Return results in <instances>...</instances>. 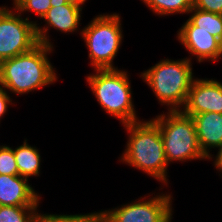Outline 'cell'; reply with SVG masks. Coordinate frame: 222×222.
<instances>
[{"instance_id":"6da1fadb","label":"cell","mask_w":222,"mask_h":222,"mask_svg":"<svg viewBox=\"0 0 222 222\" xmlns=\"http://www.w3.org/2000/svg\"><path fill=\"white\" fill-rule=\"evenodd\" d=\"M53 47L39 43L29 52L0 62V86L15 94H26L57 80L48 56Z\"/></svg>"},{"instance_id":"7a4b0ae2","label":"cell","mask_w":222,"mask_h":222,"mask_svg":"<svg viewBox=\"0 0 222 222\" xmlns=\"http://www.w3.org/2000/svg\"><path fill=\"white\" fill-rule=\"evenodd\" d=\"M124 127L129 139L121 161L167 185L168 163L159 126L151 119L124 124Z\"/></svg>"},{"instance_id":"3957f363","label":"cell","mask_w":222,"mask_h":222,"mask_svg":"<svg viewBox=\"0 0 222 222\" xmlns=\"http://www.w3.org/2000/svg\"><path fill=\"white\" fill-rule=\"evenodd\" d=\"M191 66L190 58L176 61L164 59L143 71L140 77L162 105L169 106L170 111L181 110L194 81Z\"/></svg>"},{"instance_id":"277c9868","label":"cell","mask_w":222,"mask_h":222,"mask_svg":"<svg viewBox=\"0 0 222 222\" xmlns=\"http://www.w3.org/2000/svg\"><path fill=\"white\" fill-rule=\"evenodd\" d=\"M95 72L87 76V82L103 110L123 125L140 121L133 105L127 71L116 68L96 69Z\"/></svg>"},{"instance_id":"5b68a950","label":"cell","mask_w":222,"mask_h":222,"mask_svg":"<svg viewBox=\"0 0 222 222\" xmlns=\"http://www.w3.org/2000/svg\"><path fill=\"white\" fill-rule=\"evenodd\" d=\"M168 111L152 119L159 126L168 165L173 161L208 159L199 147L192 117L181 110Z\"/></svg>"},{"instance_id":"8992f818","label":"cell","mask_w":222,"mask_h":222,"mask_svg":"<svg viewBox=\"0 0 222 222\" xmlns=\"http://www.w3.org/2000/svg\"><path fill=\"white\" fill-rule=\"evenodd\" d=\"M89 50L91 66L96 69H116L113 59L117 56L123 34L119 14L98 15L81 31Z\"/></svg>"},{"instance_id":"52a82bcc","label":"cell","mask_w":222,"mask_h":222,"mask_svg":"<svg viewBox=\"0 0 222 222\" xmlns=\"http://www.w3.org/2000/svg\"><path fill=\"white\" fill-rule=\"evenodd\" d=\"M36 24L28 17L23 19L18 11L0 7V62L29 52L39 44Z\"/></svg>"},{"instance_id":"ba28073f","label":"cell","mask_w":222,"mask_h":222,"mask_svg":"<svg viewBox=\"0 0 222 222\" xmlns=\"http://www.w3.org/2000/svg\"><path fill=\"white\" fill-rule=\"evenodd\" d=\"M154 196L110 211H100L102 220L103 222H171L173 218L171 194Z\"/></svg>"},{"instance_id":"9c48e42d","label":"cell","mask_w":222,"mask_h":222,"mask_svg":"<svg viewBox=\"0 0 222 222\" xmlns=\"http://www.w3.org/2000/svg\"><path fill=\"white\" fill-rule=\"evenodd\" d=\"M181 111L191 117L205 112L222 114V83L215 79L195 78Z\"/></svg>"},{"instance_id":"30bf717a","label":"cell","mask_w":222,"mask_h":222,"mask_svg":"<svg viewBox=\"0 0 222 222\" xmlns=\"http://www.w3.org/2000/svg\"><path fill=\"white\" fill-rule=\"evenodd\" d=\"M181 45L193 56H197V61L203 62L211 60L215 62L222 56L221 41L205 30H197L189 19L182 25L177 33Z\"/></svg>"},{"instance_id":"8fae6325","label":"cell","mask_w":222,"mask_h":222,"mask_svg":"<svg viewBox=\"0 0 222 222\" xmlns=\"http://www.w3.org/2000/svg\"><path fill=\"white\" fill-rule=\"evenodd\" d=\"M81 12L82 9L76 6L67 4L62 0H55L47 13L42 17L46 24H48L47 27L40 28L39 24H36L38 42L53 47V44L49 42V36H47L48 27L64 33L76 31L80 24Z\"/></svg>"},{"instance_id":"7c38bea8","label":"cell","mask_w":222,"mask_h":222,"mask_svg":"<svg viewBox=\"0 0 222 222\" xmlns=\"http://www.w3.org/2000/svg\"><path fill=\"white\" fill-rule=\"evenodd\" d=\"M40 196L28 179L20 175H0L1 206H39Z\"/></svg>"},{"instance_id":"4fadbf2b","label":"cell","mask_w":222,"mask_h":222,"mask_svg":"<svg viewBox=\"0 0 222 222\" xmlns=\"http://www.w3.org/2000/svg\"><path fill=\"white\" fill-rule=\"evenodd\" d=\"M198 144L203 154L212 159L211 148L222 147V114L216 112H205L192 116Z\"/></svg>"},{"instance_id":"5bb4252c","label":"cell","mask_w":222,"mask_h":222,"mask_svg":"<svg viewBox=\"0 0 222 222\" xmlns=\"http://www.w3.org/2000/svg\"><path fill=\"white\" fill-rule=\"evenodd\" d=\"M19 175L25 178L39 176L41 156L36 147H32L27 140L17 148H13Z\"/></svg>"},{"instance_id":"9a60e30c","label":"cell","mask_w":222,"mask_h":222,"mask_svg":"<svg viewBox=\"0 0 222 222\" xmlns=\"http://www.w3.org/2000/svg\"><path fill=\"white\" fill-rule=\"evenodd\" d=\"M189 20L197 26V30H205L222 41V15L193 8Z\"/></svg>"},{"instance_id":"2e32d148","label":"cell","mask_w":222,"mask_h":222,"mask_svg":"<svg viewBox=\"0 0 222 222\" xmlns=\"http://www.w3.org/2000/svg\"><path fill=\"white\" fill-rule=\"evenodd\" d=\"M157 15L188 13L193 8V0H142Z\"/></svg>"},{"instance_id":"e0dca14e","label":"cell","mask_w":222,"mask_h":222,"mask_svg":"<svg viewBox=\"0 0 222 222\" xmlns=\"http://www.w3.org/2000/svg\"><path fill=\"white\" fill-rule=\"evenodd\" d=\"M38 206H1L0 222H37Z\"/></svg>"},{"instance_id":"ac0fdd59","label":"cell","mask_w":222,"mask_h":222,"mask_svg":"<svg viewBox=\"0 0 222 222\" xmlns=\"http://www.w3.org/2000/svg\"><path fill=\"white\" fill-rule=\"evenodd\" d=\"M37 222H103L101 212L76 215L41 214Z\"/></svg>"},{"instance_id":"d6986e66","label":"cell","mask_w":222,"mask_h":222,"mask_svg":"<svg viewBox=\"0 0 222 222\" xmlns=\"http://www.w3.org/2000/svg\"><path fill=\"white\" fill-rule=\"evenodd\" d=\"M15 11L19 13L33 11L39 17H43L49 8L53 5L55 0H13Z\"/></svg>"},{"instance_id":"ffe728a7","label":"cell","mask_w":222,"mask_h":222,"mask_svg":"<svg viewBox=\"0 0 222 222\" xmlns=\"http://www.w3.org/2000/svg\"><path fill=\"white\" fill-rule=\"evenodd\" d=\"M19 175L14 151L10 146H0V175Z\"/></svg>"},{"instance_id":"44dd1931","label":"cell","mask_w":222,"mask_h":222,"mask_svg":"<svg viewBox=\"0 0 222 222\" xmlns=\"http://www.w3.org/2000/svg\"><path fill=\"white\" fill-rule=\"evenodd\" d=\"M193 6L206 12L222 15V0H193Z\"/></svg>"},{"instance_id":"7402d4cb","label":"cell","mask_w":222,"mask_h":222,"mask_svg":"<svg viewBox=\"0 0 222 222\" xmlns=\"http://www.w3.org/2000/svg\"><path fill=\"white\" fill-rule=\"evenodd\" d=\"M7 93L6 89L0 86V119L7 112L9 103H11V105L13 104Z\"/></svg>"},{"instance_id":"603a6c76","label":"cell","mask_w":222,"mask_h":222,"mask_svg":"<svg viewBox=\"0 0 222 222\" xmlns=\"http://www.w3.org/2000/svg\"><path fill=\"white\" fill-rule=\"evenodd\" d=\"M214 165L217 170L222 172V147L218 150V153L216 155Z\"/></svg>"},{"instance_id":"cb8c5ba5","label":"cell","mask_w":222,"mask_h":222,"mask_svg":"<svg viewBox=\"0 0 222 222\" xmlns=\"http://www.w3.org/2000/svg\"><path fill=\"white\" fill-rule=\"evenodd\" d=\"M62 1L66 2L67 4L76 6L80 9H82L81 5H83L86 2V0H62Z\"/></svg>"}]
</instances>
